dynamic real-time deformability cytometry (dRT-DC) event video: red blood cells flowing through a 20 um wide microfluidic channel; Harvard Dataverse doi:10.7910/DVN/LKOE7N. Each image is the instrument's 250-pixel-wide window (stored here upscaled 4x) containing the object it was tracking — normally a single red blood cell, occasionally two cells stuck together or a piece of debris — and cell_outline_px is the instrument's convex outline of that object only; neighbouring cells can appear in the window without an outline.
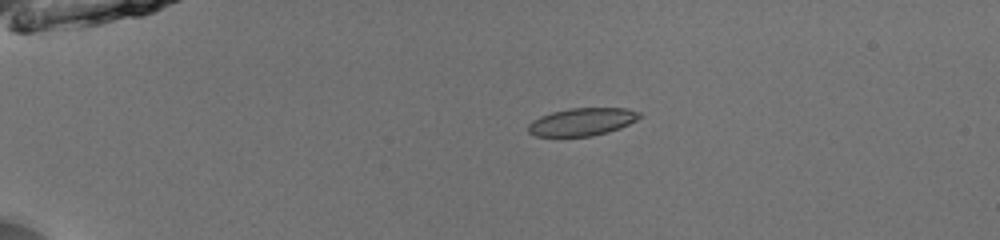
{"species": "common noctule bat (a hibernating species)", "species_latin": "Nyctalus noctula", "temperature_condition": "room temperature", "stored_images_in_passage": 41, "camera_frame_rate_fps": 3000, "um_per_image_px": 0.085, "animal": {"sex": "male", "body_mass_g": 13.0, "forearm_length_mm": 53.1}, "frame": {"image": 1, "passage_image": 1, "time_ms": 0.0, "image_size_px": [1000, 240], "cell_outline_px": [[640, 116], [636, 120], [620, 128], [608, 132], [592, 136], [536, 136], [528, 132], [528, 124], [532, 120], [540, 116], [552, 112], [568, 108], [628, 108], [640, 112]], "centroid_in_image_um": [49.46, 10.35], "position_along_channel_um": 35.5, "area_um2": 17.98}}
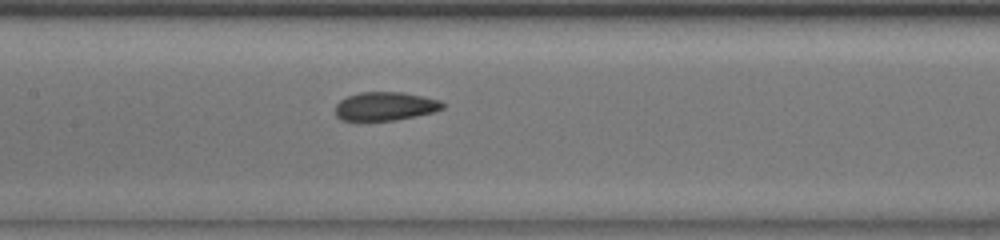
{"frame": {"image": 2, "passage_image": 16, "time_ms": 5.0, "image_size_px": [1000, 240], "cell_outline_px": [[444, 108], [432, 112], [416, 116], [396, 120], [340, 120], [336, 116], [336, 104], [340, 100], [348, 96], [360, 92], [400, 92], [440, 100], [444, 104]], "centroid_in_image_um": [32.73, 9.03], "position_along_channel_um": 174.7, "area_um2": 17.69}}
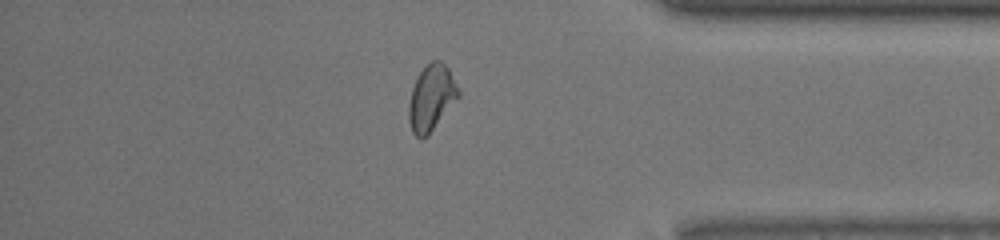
{"frame": {"image": 3, "passage_image": 34, "time_ms": 11.0, "image_size_px": [1000, 240], "cell_outline_px": [[460, 96], [428, 136], [420, 140], [412, 132], [408, 120], [408, 104], [412, 88], [420, 72], [432, 60], [440, 60], [448, 68], [460, 92]], "centroid_in_image_um": [36.66, 8.36], "position_along_channel_um": 398.5, "area_um2": 19.07}, "authors_computed_cell_mechanics": {"area_um2": 18.6116, "velocity_mm_per_s": 3.9736, "shape_relaxation_time_tau1_ms": 4.0906, "shape_relaxation_time_tau2_ms": 1.302, "deformation_change_tau1": 0.1329, "deformation_change_tau2": 0.0662}}